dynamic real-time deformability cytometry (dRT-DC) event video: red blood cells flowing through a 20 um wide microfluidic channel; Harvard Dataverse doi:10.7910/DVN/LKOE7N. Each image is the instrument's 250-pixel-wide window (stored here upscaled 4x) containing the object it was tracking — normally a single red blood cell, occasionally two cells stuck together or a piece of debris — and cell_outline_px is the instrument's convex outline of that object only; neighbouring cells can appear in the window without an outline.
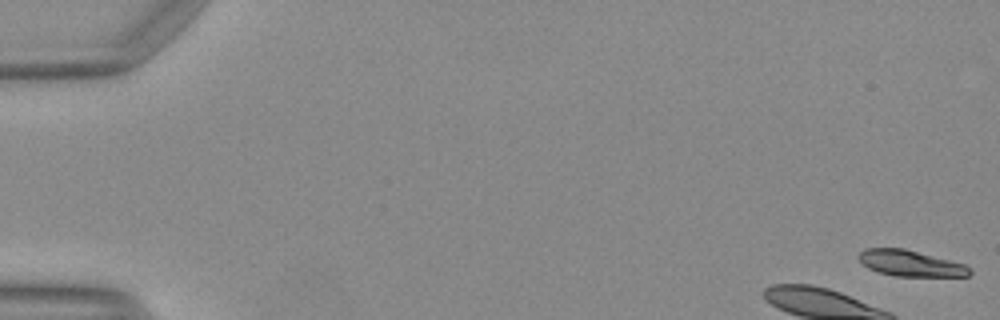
{"species": "Egyptian fruit bat (a non-hibernating species)", "species_latin": "Rousettus aegyptiacus", "temperature_condition": "warm", "stored_images_in_passage": 13, "camera_frame_rate_fps": 3000, "um_per_image_px": 0.085, "animal": {"sex": "female"}, "frame": {"image": 1, "passage_image": 1, "time_ms": 0.0, "image_size_px": [1000, 320], "cell_outline_px": [[972, 272], [968, 276], [896, 276], [880, 272], [868, 268], [856, 256], [864, 248], [904, 248], [964, 264]], "centroid_in_image_um": [77.36, 22.37], "position_along_channel_um": 7.6, "area_um2": 16.59}}